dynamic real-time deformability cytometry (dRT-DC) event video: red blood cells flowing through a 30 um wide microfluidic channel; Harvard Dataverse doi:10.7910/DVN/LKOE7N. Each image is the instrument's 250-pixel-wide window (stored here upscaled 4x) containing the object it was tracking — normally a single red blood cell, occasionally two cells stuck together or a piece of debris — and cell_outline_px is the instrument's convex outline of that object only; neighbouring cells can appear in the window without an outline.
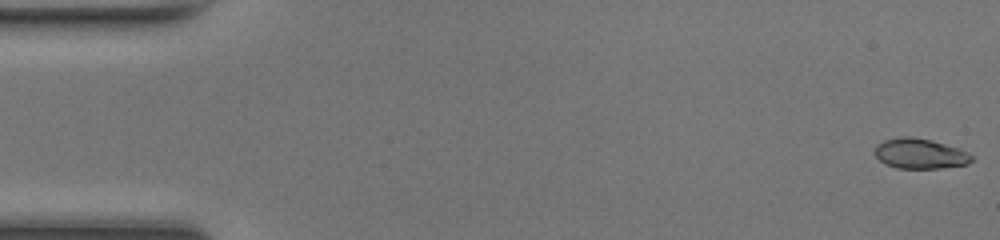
{"species": "common noctule bat (a hibernating species)", "species_latin": "Nyctalus noctula", "temperature_condition": "room temperature", "stored_images_in_passage": 48, "camera_frame_rate_fps": 3000, "um_per_image_px": 0.085, "animal": {"sex": "female", "body_mass_g": 17.0, "forearm_length_mm": 48.0}, "frame": {"image": 1, "passage_image": 1, "time_ms": 0.0, "image_size_px": [1000, 240], "cell_outline_px": [[972, 160], [968, 164], [940, 168], [896, 168], [884, 164], [876, 156], [876, 144], [884, 140], [900, 136], [912, 136], [944, 144], [968, 152], [972, 156]], "centroid_in_image_um": [78.17, 13.06], "position_along_channel_um": 6.8, "area_um2": 16.88}}
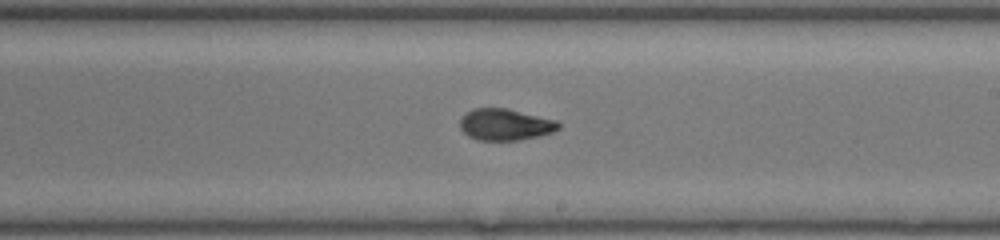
{"frame": {"image": 2, "passage_image": 28, "time_ms": 9.0, "image_size_px": [1000, 240], "cell_outline_px": [[560, 128], [552, 132], [520, 140], [476, 140], [468, 136], [460, 128], [460, 120], [472, 108], [504, 108], [556, 120], [560, 124]], "centroid_in_image_um": [42.92, 10.59], "position_along_channel_um": 246.1, "area_um2": 17.86}}
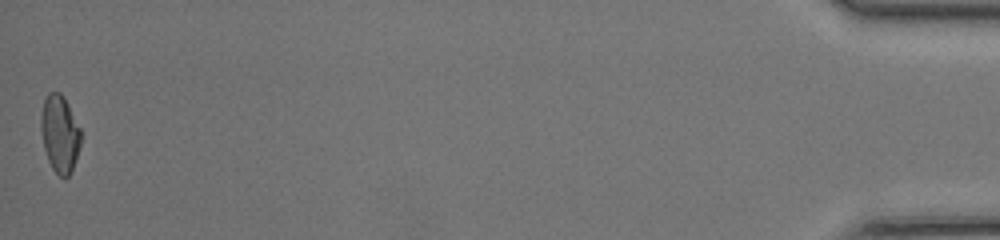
{"frame": {"image": 3, "passage_image": 48, "time_ms": 15.667, "image_size_px": [1000, 240], "cell_outline_px": [[80, 144], [72, 168], [68, 176], [64, 180], [52, 168], [48, 160], [44, 148], [40, 128], [40, 116], [44, 100], [48, 92], [60, 92], [64, 96], [80, 128]], "centroid_in_image_um": [5.06, 11.34], "position_along_channel_um": 430.1, "area_um2": 17.86}, "authors_computed_cell_mechanics": {"area_um2": 18.0336, "velocity_mm_per_s": 4.3449, "shape_relaxation_time_tau1_ms": 4.7133, "shape_relaxation_time_tau2_ms": 1.5072, "deformation_change_tau1": 0.1786, "deformation_change_tau2": 0.0585}}